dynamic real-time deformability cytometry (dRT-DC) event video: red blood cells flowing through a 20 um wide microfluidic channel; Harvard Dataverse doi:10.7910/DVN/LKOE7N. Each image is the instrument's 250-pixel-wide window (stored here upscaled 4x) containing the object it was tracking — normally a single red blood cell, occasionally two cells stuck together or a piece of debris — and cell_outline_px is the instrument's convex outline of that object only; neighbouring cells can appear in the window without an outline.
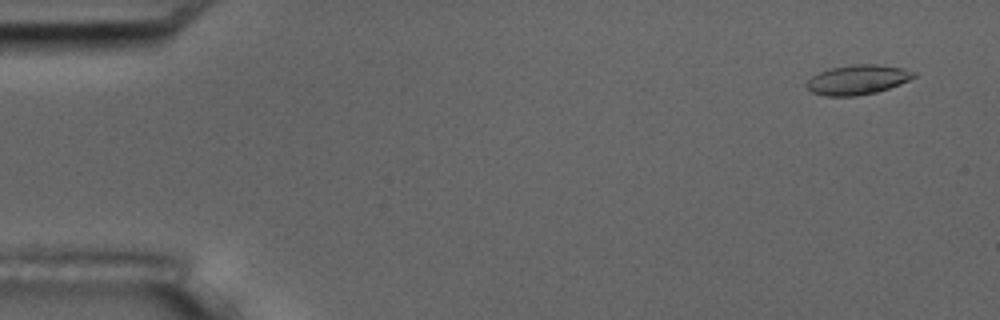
{"species": "common noctule bat (a hibernating species)", "species_latin": "Nyctalus noctula", "temperature_condition": "room temperature", "stored_images_in_passage": 8, "camera_frame_rate_fps": 3000, "um_per_image_px": 0.085, "animal": {"sex": "male", "body_mass_g": 17.5, "forearm_length_mm": 52.3}, "frame": {"image": 1, "passage_image": 1, "time_ms": 0.0, "image_size_px": [1000, 320], "cell_outline_px": [[916, 76], [900, 84], [876, 92], [856, 96], [824, 96], [812, 92], [804, 84], [812, 76], [820, 72], [832, 68], [852, 64], [876, 64], [904, 68], [916, 72]], "centroid_in_image_um": [72.9, 6.77], "position_along_channel_um": 12.1, "area_um2": 18.5}}
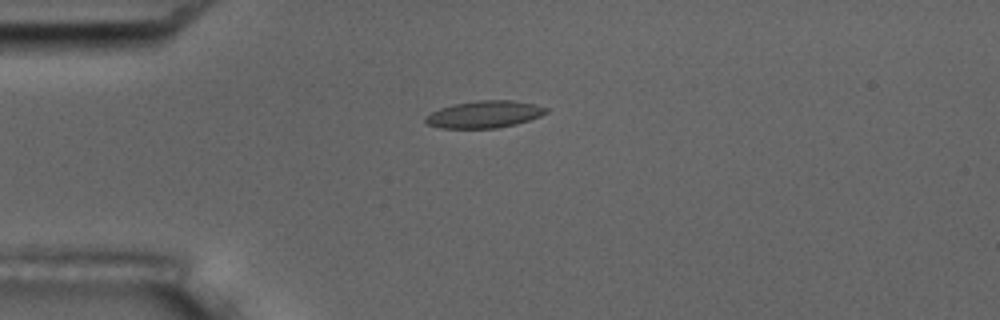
{"frame": {"image": 2, "passage_image": 4, "time_ms": 3.667, "image_size_px": [1000, 320], "cell_outline_px": [[548, 112], [540, 116], [516, 124], [496, 128], [440, 128], [428, 124], [424, 120], [424, 116], [440, 108], [452, 104], [480, 100], [512, 100], [536, 104], [548, 108]], "centroid_in_image_um": [41.17, 9.71], "position_along_channel_um": 43.8, "area_um2": 19.07}}
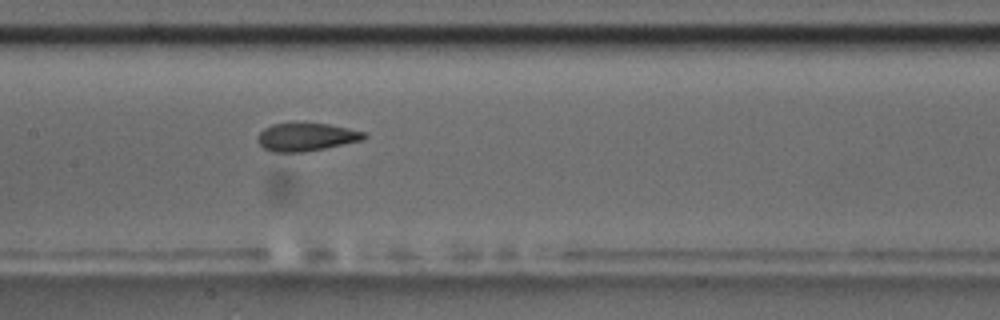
{"frame": {"image": 3, "passage_image": 8, "time_ms": 8.0, "image_size_px": [1000, 320], "cell_outline_px": [[368, 136], [364, 140], [304, 152], [272, 152], [264, 148], [256, 140], [256, 136], [264, 128], [272, 124], [328, 124], [368, 132]], "centroid_in_image_um": [26.05, 11.65], "position_along_channel_um": 181.3, "area_um2": 17.34}}